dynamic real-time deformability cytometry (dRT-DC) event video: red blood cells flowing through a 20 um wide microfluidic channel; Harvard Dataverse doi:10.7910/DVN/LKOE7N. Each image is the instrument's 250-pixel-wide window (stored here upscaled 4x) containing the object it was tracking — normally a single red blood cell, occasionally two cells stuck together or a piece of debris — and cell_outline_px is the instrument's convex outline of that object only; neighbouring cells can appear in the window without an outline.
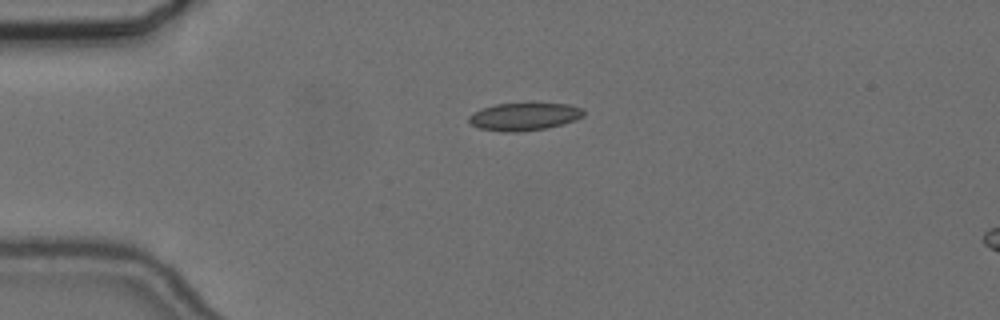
{"species": "common noctule bat (a hibernating species)", "species_latin": "Nyctalus noctula", "temperature_condition": "cold", "stored_images_in_passage": 14, "camera_frame_rate_fps": 3000, "um_per_image_px": 0.085, "animal": {"sex": "female", "body_mass_g": 24.6, "forearm_length_mm": 56.2}, "frame": {"image": 1, "passage_image": 1, "time_ms": 0.0, "image_size_px": [1000, 320], "cell_outline_px": [[584, 116], [576, 120], [564, 124], [544, 128], [520, 132], [504, 132], [480, 128], [472, 124], [468, 120], [468, 116], [472, 112], [496, 104], [568, 104], [584, 108]], "centroid_in_image_um": [44.58, 9.92], "position_along_channel_um": 40.4, "area_um2": 18.38}}
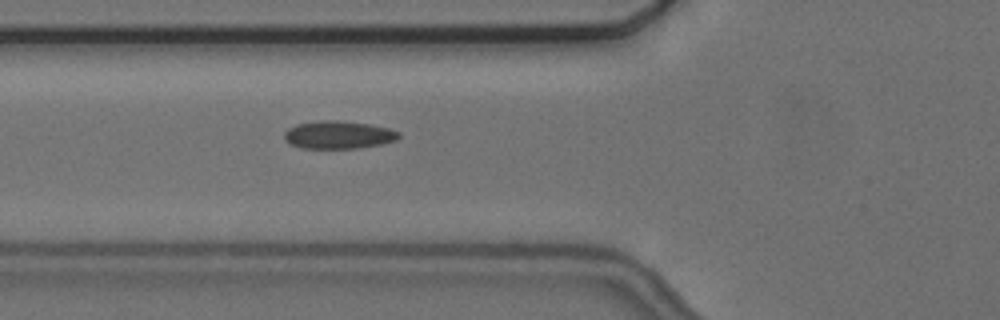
{"frame": {"image": 2, "passage_image": 8, "time_ms": 2.333, "image_size_px": [1000, 320], "cell_outline_px": [[400, 136], [396, 140], [380, 144], [356, 148], [300, 148], [284, 140], [284, 132], [288, 128], [296, 124], [320, 120], [340, 120], [372, 124], [388, 128], [400, 132]], "centroid_in_image_um": [28.75, 11.45], "position_along_channel_um": 97.0, "area_um2": 18.67}}
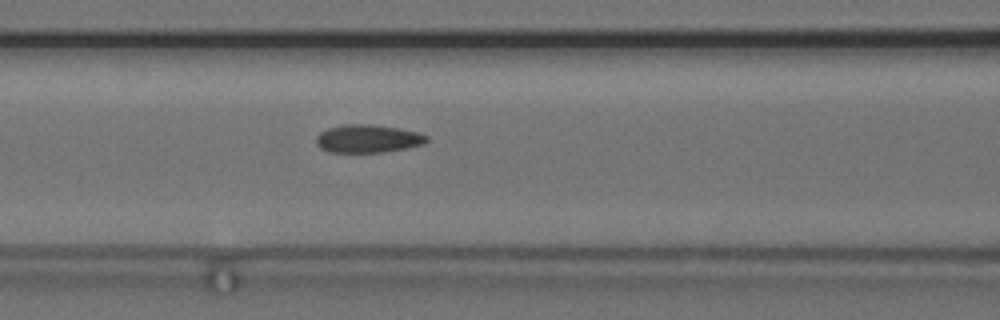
{"frame": {"image": 3, "passage_image": 11, "time_ms": 3.333, "image_size_px": [1000, 320], "cell_outline_px": [[428, 140], [424, 144], [384, 152], [328, 152], [320, 148], [316, 144], [316, 136], [320, 132], [328, 128], [344, 124], [372, 124], [396, 128], [416, 132], [428, 136]], "centroid_in_image_um": [31.22, 11.79], "position_along_channel_um": 135.4, "area_um2": 17.98}}